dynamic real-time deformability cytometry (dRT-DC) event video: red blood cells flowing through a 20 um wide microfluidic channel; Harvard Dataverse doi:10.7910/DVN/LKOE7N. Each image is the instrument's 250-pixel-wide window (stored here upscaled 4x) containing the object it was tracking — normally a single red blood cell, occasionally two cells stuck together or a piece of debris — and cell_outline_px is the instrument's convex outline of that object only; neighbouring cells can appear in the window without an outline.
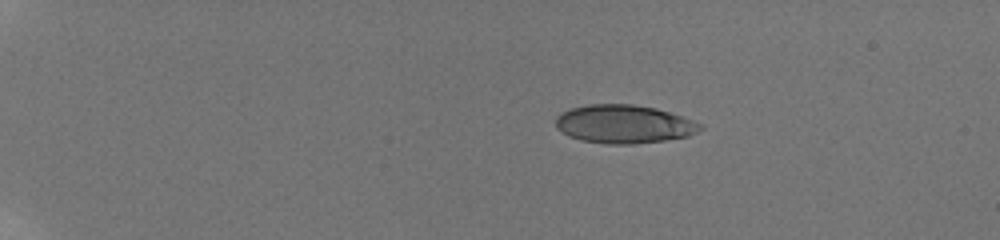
{"species": "human", "species_latin": "Homo sapiens", "temperature_condition": "room temperature", "stored_images_in_passage": 10, "camera_frame_rate_fps": 3000, "um_per_image_px": 0.085, "donor": {"sex": "male"}, "frame": {"image": 1, "passage_image": 4, "time_ms": 3.0, "image_size_px": [1000, 240], "cell_outline_px": [[704, 128], [688, 136], [664, 140], [632, 144], [608, 144], [580, 140], [568, 136], [556, 128], [556, 116], [560, 112], [572, 108], [588, 104], [632, 104], [656, 108], [704, 124]], "centroid_in_image_um": [53.01, 10.55], "position_along_channel_um": 32.0, "area_um2": 32.37}}
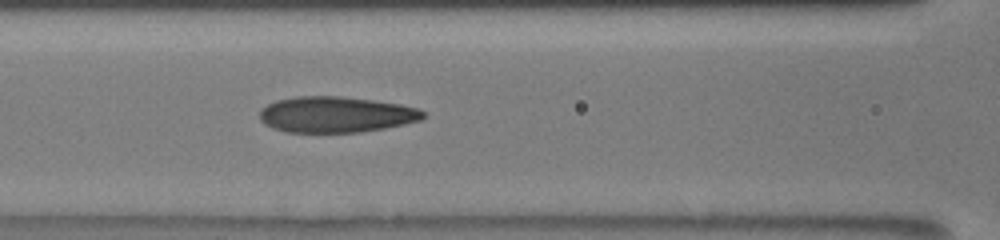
{"frame": {"image": 2, "passage_image": 10, "time_ms": 8.667, "image_size_px": [1000, 240], "cell_outline_px": [[428, 116], [420, 120], [404, 124], [384, 128], [360, 132], [284, 132], [272, 128], [264, 124], [260, 120], [260, 108], [276, 100], [296, 96], [340, 96], [372, 100], [400, 104], [416, 108], [424, 112]], "centroid_in_image_um": [28.53, 9.73], "position_along_channel_um": 138.1, "area_um2": 34.33}}